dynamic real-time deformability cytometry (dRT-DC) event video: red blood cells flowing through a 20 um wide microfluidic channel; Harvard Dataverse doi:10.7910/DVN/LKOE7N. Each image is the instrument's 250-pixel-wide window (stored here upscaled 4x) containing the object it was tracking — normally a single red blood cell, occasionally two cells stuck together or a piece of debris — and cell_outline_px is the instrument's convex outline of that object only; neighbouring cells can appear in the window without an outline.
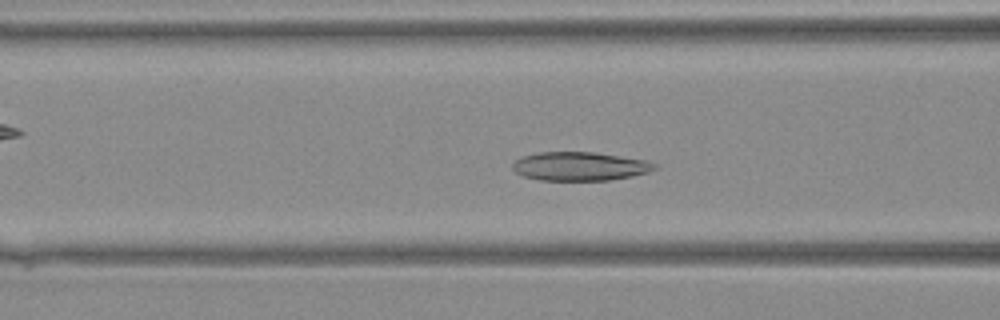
{"species": "Egyptian fruit bat (a non-hibernating species)", "species_latin": "Rousettus aegyptiacus", "temperature_condition": "warm", "stored_images_in_passage": 30, "camera_frame_rate_fps": 3000, "um_per_image_px": 0.085, "animal": {"sex": "female"}, "frame": {"image": 1, "passage_image": 9, "time_ms": 2.667, "image_size_px": [1000, 320], "cell_outline_px": [[660, 168], [648, 172], [632, 176], [608, 180], [540, 180], [524, 176], [516, 172], [512, 168], [512, 164], [520, 156], [536, 152], [596, 152], [644, 160], [660, 164]], "centroid_in_image_um": [49.31, 14.13], "position_along_channel_um": 117.3, "area_um2": 23.93}}
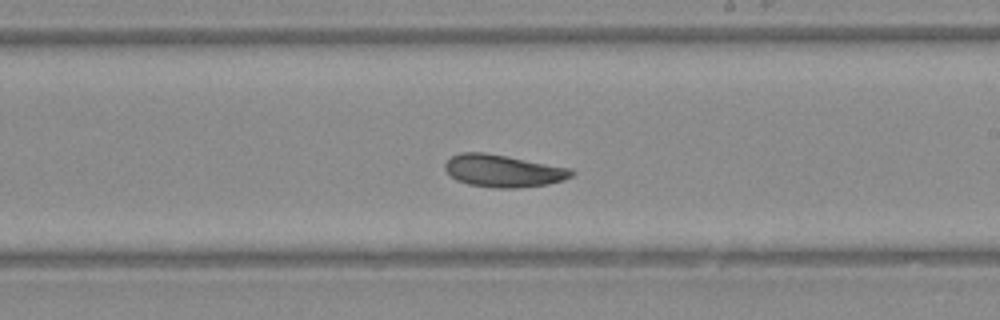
{"frame": {"image": 2, "passage_image": 17, "time_ms": 5.333, "image_size_px": [1000, 320], "cell_outline_px": [[576, 172], [572, 176], [564, 180], [548, 184], [516, 188], [492, 188], [468, 184], [456, 180], [444, 168], [444, 164], [452, 156], [460, 152], [484, 152], [572, 168]], "centroid_in_image_um": [42.79, 14.52], "position_along_channel_um": 246.2, "area_um2": 23.93}}
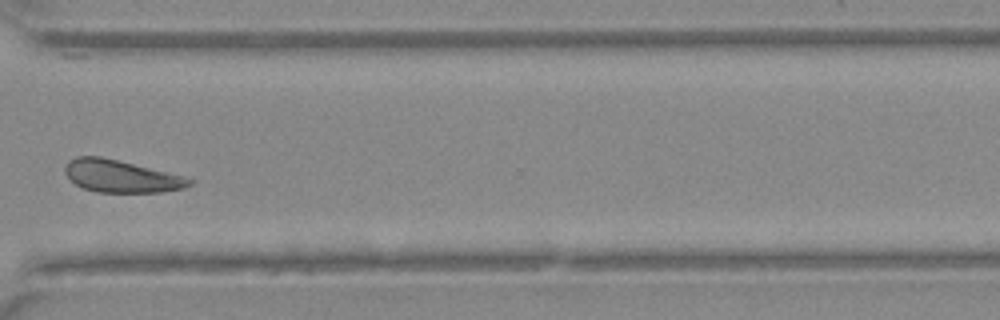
{"frame": {"image": 3, "passage_image": 24, "time_ms": 7.667, "image_size_px": [1000, 320], "cell_outline_px": [[192, 184], [184, 188], [160, 192], [96, 192], [84, 188], [76, 184], [64, 172], [64, 168], [68, 160], [76, 156], [100, 156], [184, 176], [192, 180]], "centroid_in_image_um": [10.26, 14.98], "position_along_channel_um": 360.3, "area_um2": 23.18}}